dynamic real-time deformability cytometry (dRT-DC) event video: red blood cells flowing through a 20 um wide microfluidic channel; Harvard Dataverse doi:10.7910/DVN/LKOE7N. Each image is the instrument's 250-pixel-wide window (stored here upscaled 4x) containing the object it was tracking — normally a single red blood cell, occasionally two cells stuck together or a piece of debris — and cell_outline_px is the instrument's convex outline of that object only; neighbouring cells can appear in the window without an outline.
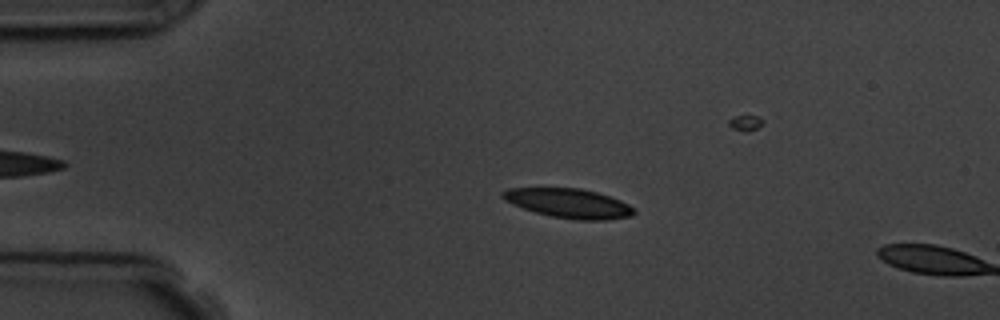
{"species": "common noctule bat (a hibernating species)", "species_latin": "Nyctalus noctula", "temperature_condition": "room temperature", "stored_images_in_passage": 3, "camera_frame_rate_fps": 3000, "um_per_image_px": 0.085, "animal": {"sex": "male", "body_mass_g": 19.5, "forearm_length_mm": 54.6}, "frame": {"image": 1, "passage_image": 2, "time_ms": 2.333, "image_size_px": [1000, 320], "cell_outline_px": [[636, 212], [632, 216], [608, 220], [576, 220], [552, 216], [536, 212], [512, 204], [504, 200], [500, 196], [500, 192], [508, 188], [580, 188], [596, 192], [620, 200], [636, 208]], "centroid_in_image_um": [48.35, 17.28], "position_along_channel_um": 36.6, "area_um2": 22.54}}